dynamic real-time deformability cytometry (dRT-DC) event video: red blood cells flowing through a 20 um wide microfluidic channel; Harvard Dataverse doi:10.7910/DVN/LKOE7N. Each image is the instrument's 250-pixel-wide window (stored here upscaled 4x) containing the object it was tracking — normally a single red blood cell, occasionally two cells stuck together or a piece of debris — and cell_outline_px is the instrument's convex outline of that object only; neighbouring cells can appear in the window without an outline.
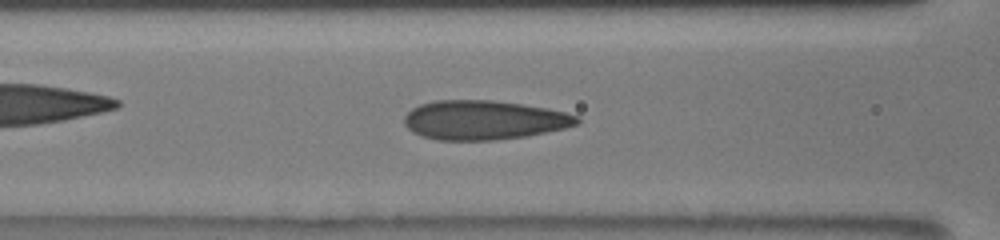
{"species": "human", "species_latin": "Homo sapiens", "temperature_condition": "room temperature", "stored_images_in_passage": 27, "camera_frame_rate_fps": 3000, "um_per_image_px": 0.085, "donor": {"sex": "male"}, "frame": {"image": 1, "passage_image": 17, "time_ms": 5.0, "image_size_px": [1000, 240], "cell_outline_px": [[580, 120], [576, 124], [564, 128], [524, 136], [492, 140], [436, 140], [412, 132], [404, 124], [404, 116], [412, 108], [420, 104], [436, 100], [492, 100], [548, 108], [564, 112], [576, 116]], "centroid_in_image_um": [41.08, 10.2], "position_along_channel_um": 125.5, "area_um2": 39.19}}